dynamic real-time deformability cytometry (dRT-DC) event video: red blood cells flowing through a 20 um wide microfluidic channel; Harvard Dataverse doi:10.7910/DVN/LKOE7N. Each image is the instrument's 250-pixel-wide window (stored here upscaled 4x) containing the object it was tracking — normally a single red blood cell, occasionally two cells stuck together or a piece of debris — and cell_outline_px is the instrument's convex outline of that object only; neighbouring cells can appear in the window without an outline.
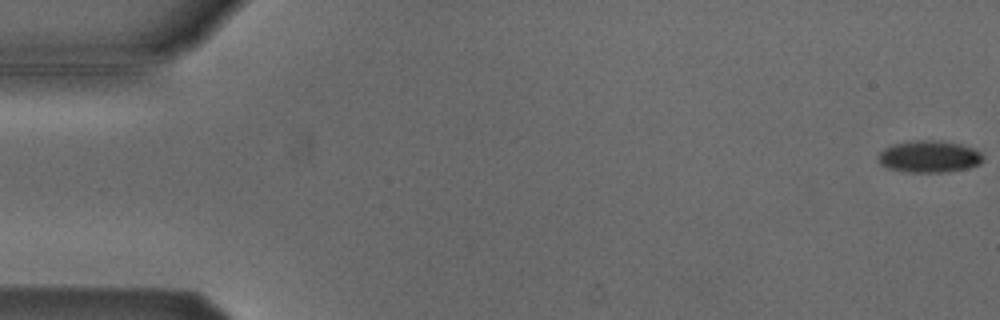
{"species": "Egyptian fruit bat (a non-hibernating species)", "species_latin": "Rousettus aegyptiacus", "temperature_condition": "cold", "stored_images_in_passage": 54, "camera_frame_rate_fps": 3000, "um_per_image_px": 0.085, "animal": {"sex": "male"}, "frame": {"image": 1, "passage_image": 1, "time_ms": 0.0, "image_size_px": [1000, 320], "cell_outline_px": [[984, 160], [980, 164], [964, 168], [944, 172], [908, 172], [888, 168], [880, 164], [880, 152], [884, 148], [892, 144], [916, 140], [944, 140], [976, 148], [984, 156]], "centroid_in_image_um": [79.02, 13.29], "position_along_channel_um": 6.0, "area_um2": 19.54}}
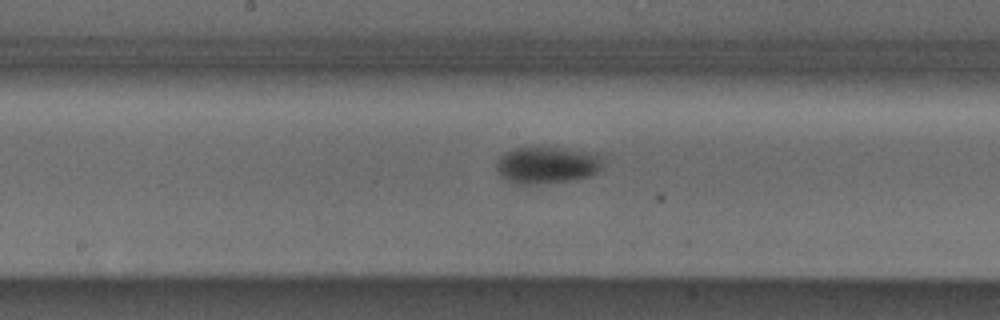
{"frame": {"image": 2, "passage_image": 28, "time_ms": 9.0, "image_size_px": [1000, 320], "cell_outline_px": [[604, 156], [600, 168], [596, 172], [588, 176], [568, 180], [532, 184], [520, 184], [508, 180], [500, 176], [496, 168], [496, 160], [500, 156], [516, 148], [564, 148], [596, 152]], "centroid_in_image_um": [46.51, 14.01], "position_along_channel_um": 201.7, "area_um2": 22.66}}
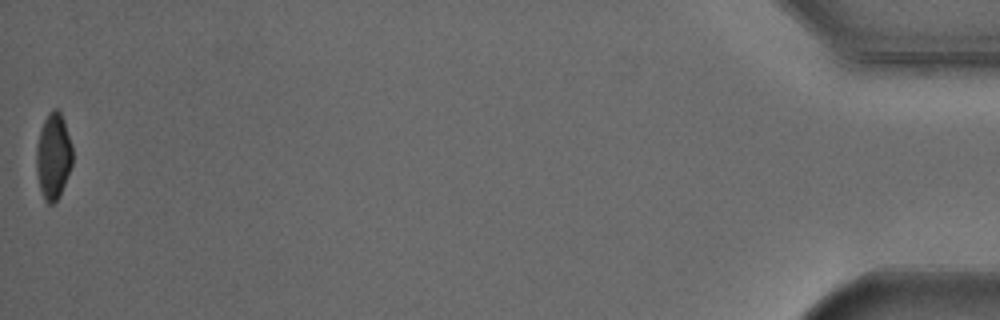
{"frame": {"image": 3, "passage_image": 54, "time_ms": 17.667, "image_size_px": [1000, 320], "cell_outline_px": [[72, 164], [60, 196], [52, 204], [48, 204], [44, 200], [40, 188], [36, 172], [36, 148], [40, 128], [48, 112], [52, 108], [56, 108], [60, 112], [64, 120], [72, 144]], "centroid_in_image_um": [4.53, 13.26], "position_along_channel_um": 430.7, "area_um2": 18.32}, "authors_computed_cell_mechanics": {"area_um2": 20.9814, "velocity_mm_per_s": 3.8341, "shape_relaxation_time_tau1_ms": 5.1401, "shape_relaxation_time_tau2_ms": null, "deformation_change_tau1": 0.1255, "deformation_change_tau2": null}}